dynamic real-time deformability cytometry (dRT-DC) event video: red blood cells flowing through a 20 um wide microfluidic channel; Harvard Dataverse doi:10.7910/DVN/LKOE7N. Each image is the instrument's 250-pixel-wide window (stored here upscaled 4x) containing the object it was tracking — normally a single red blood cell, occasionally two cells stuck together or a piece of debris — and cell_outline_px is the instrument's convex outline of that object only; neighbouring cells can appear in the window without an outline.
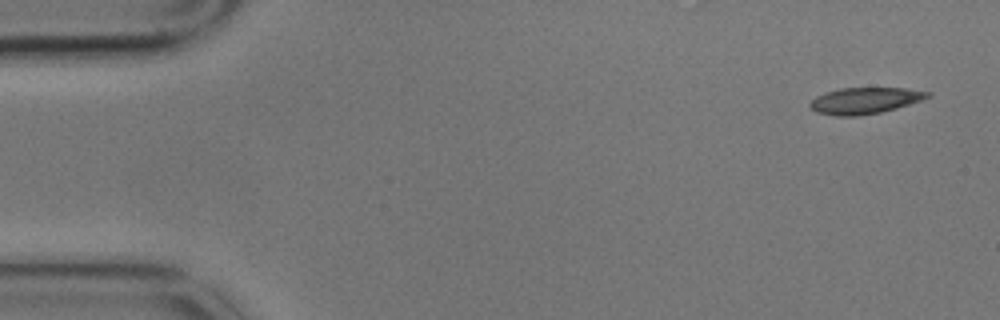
{"species": "common noctule bat (a hibernating species)", "species_latin": "Nyctalus noctula", "temperature_condition": "cold", "stored_images_in_passage": 8, "camera_frame_rate_fps": 3000, "um_per_image_px": 0.085, "animal": {"sex": "male", "body_mass_g": 17.9}, "frame": {"image": 1, "passage_image": 1, "time_ms": 0.0, "image_size_px": [1000, 320], "cell_outline_px": [[932, 96], [896, 108], [880, 112], [856, 116], [836, 116], [816, 112], [808, 104], [816, 96], [840, 88], [904, 88], [932, 92]], "centroid_in_image_um": [73.51, 8.55], "position_along_channel_um": 11.5, "area_um2": 17.86}}
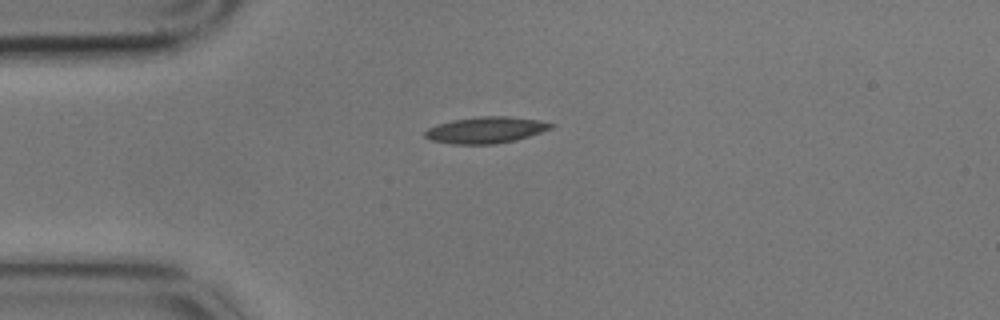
{"frame": {"image": 2, "passage_image": 4, "time_ms": 1.0, "image_size_px": [1000, 320], "cell_outline_px": [[556, 124], [552, 128], [516, 140], [492, 144], [452, 144], [432, 140], [424, 136], [424, 132], [428, 128], [436, 124], [452, 120], [480, 116], [508, 116], [540, 120]], "centroid_in_image_um": [41.29, 11.04], "position_along_channel_um": 43.7, "area_um2": 19.36}}
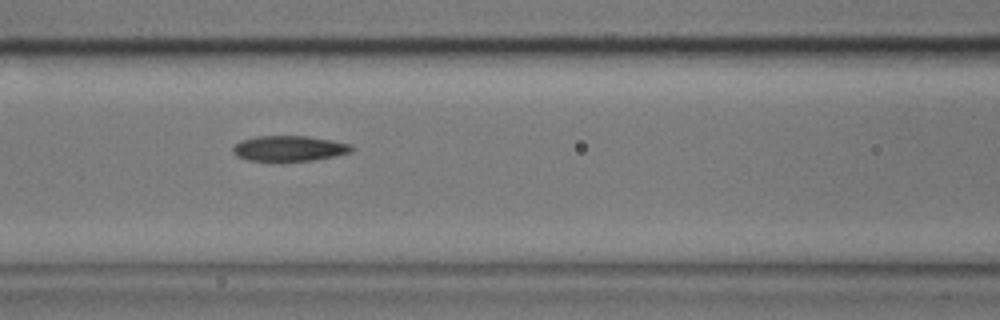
{"frame": {"image": 3, "passage_image": 7, "time_ms": 2.0, "image_size_px": [1000, 320], "cell_outline_px": [[356, 148], [352, 152], [336, 156], [312, 160], [280, 164], [272, 164], [248, 160], [236, 156], [232, 152], [232, 148], [240, 140], [256, 136], [308, 136], [332, 140], [352, 144]], "centroid_in_image_um": [24.57, 12.66], "position_along_channel_um": 142.0, "area_um2": 18.67}}